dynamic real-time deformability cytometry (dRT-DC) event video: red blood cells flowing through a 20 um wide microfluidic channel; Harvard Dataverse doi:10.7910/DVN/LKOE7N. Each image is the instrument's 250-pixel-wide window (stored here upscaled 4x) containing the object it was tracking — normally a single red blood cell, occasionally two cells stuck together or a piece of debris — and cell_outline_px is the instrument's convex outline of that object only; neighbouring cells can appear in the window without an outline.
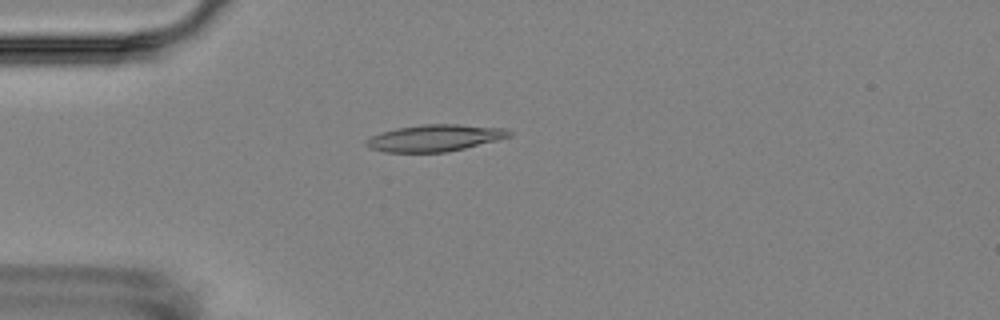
{"species": "Egyptian fruit bat (a non-hibernating species)", "species_latin": "Rousettus aegyptiacus", "temperature_condition": "room temperature", "stored_images_in_passage": 5, "camera_frame_rate_fps": 3000, "um_per_image_px": 0.085, "animal": {"sex": "female"}, "frame": {"image": 1, "passage_image": 5, "time_ms": 4.667, "image_size_px": [1000, 320], "cell_outline_px": [[512, 136], [448, 152], [384, 152], [368, 148], [364, 144], [364, 140], [380, 132], [396, 128], [424, 124], [456, 124], [504, 128], [512, 132]], "centroid_in_image_um": [36.91, 11.73], "position_along_channel_um": 48.1, "area_um2": 22.31}}